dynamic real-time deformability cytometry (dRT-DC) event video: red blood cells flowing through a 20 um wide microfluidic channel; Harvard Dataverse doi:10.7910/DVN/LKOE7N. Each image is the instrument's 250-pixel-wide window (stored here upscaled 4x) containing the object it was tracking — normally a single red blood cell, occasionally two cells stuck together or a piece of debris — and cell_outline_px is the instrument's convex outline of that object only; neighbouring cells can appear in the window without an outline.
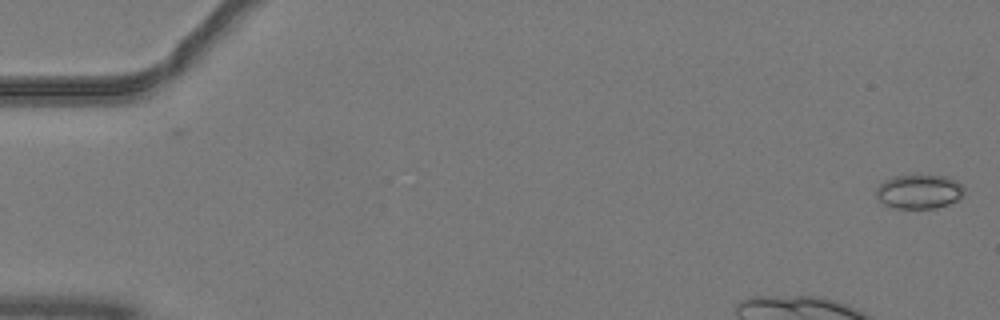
{"species": "common noctule bat (a hibernating species)", "species_latin": "Nyctalus noctula", "temperature_condition": "warm", "stored_images_in_passage": 20, "camera_frame_rate_fps": 3000, "um_per_image_px": 0.085, "animal": {"sex": "male", "body_mass_g": 19.2, "forearm_length_mm": 51.8}, "frame": {"image": 1, "passage_image": 1, "time_ms": 0.0, "image_size_px": [1000, 320], "cell_outline_px": [[964, 196], [948, 204], [936, 208], [892, 208], [884, 204], [876, 196], [876, 188], [884, 180], [892, 176], [916, 172], [948, 176], [956, 180], [964, 188]], "centroid_in_image_um": [78.12, 16.23], "position_along_channel_um": 6.9, "area_um2": 18.32}}